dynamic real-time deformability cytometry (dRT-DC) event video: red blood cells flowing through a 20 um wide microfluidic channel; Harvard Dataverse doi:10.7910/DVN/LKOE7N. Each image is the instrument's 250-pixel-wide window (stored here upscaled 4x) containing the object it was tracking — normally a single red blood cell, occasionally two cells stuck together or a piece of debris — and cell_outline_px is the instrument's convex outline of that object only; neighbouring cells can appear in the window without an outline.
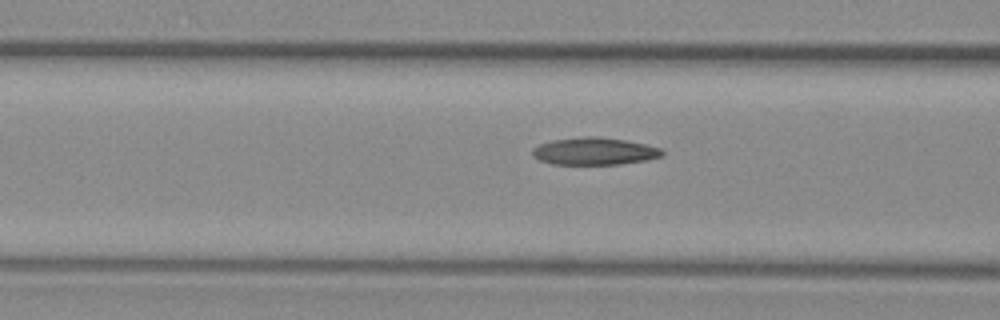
{"species": "common noctule bat (a hibernating species)", "species_latin": "Nyctalus noctula", "temperature_condition": "warm", "stored_images_in_passage": 6, "camera_frame_rate_fps": 3000, "um_per_image_px": 0.085, "animal": {"sex": "female", "body_mass_g": 29.2, "forearm_length_mm": 56.3}, "frame": {"image": 1, "passage_image": 4, "time_ms": 1.0, "image_size_px": [1000, 320], "cell_outline_px": [[664, 156], [648, 160], [620, 164], [552, 164], [540, 160], [532, 156], [532, 148], [540, 144], [552, 140], [584, 136], [600, 136], [624, 140], [644, 144], [660, 148], [664, 152]], "centroid_in_image_um": [50.53, 12.85], "position_along_channel_um": 116.1, "area_um2": 20.75}}